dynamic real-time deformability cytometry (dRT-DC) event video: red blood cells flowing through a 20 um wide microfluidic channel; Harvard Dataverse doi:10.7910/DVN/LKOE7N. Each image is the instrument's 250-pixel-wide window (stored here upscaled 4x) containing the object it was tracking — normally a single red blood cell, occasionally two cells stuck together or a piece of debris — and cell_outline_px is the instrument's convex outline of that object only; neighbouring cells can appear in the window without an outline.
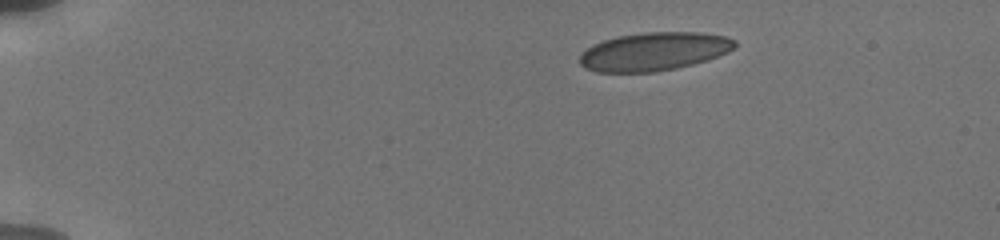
{"species": "human", "species_latin": "Homo sapiens", "temperature_condition": "cold", "stored_images_in_passage": 6, "camera_frame_rate_fps": 3000, "um_per_image_px": 0.085, "donor": {"sex": "male"}, "frame": {"image": 1, "passage_image": 1, "time_ms": 0.0, "image_size_px": [1000, 240], "cell_outline_px": [[736, 48], [728, 52], [708, 60], [676, 68], [656, 72], [596, 72], [584, 68], [580, 64], [580, 52], [592, 44], [616, 36], [644, 32], [700, 32], [728, 36], [736, 40]], "centroid_in_image_um": [55.59, 4.37], "position_along_channel_um": 29.4, "area_um2": 35.08}}
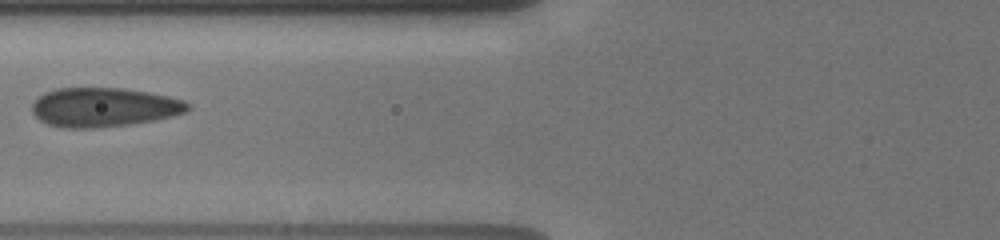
{"frame": {"image": 2, "passage_image": 5, "time_ms": 4.667, "image_size_px": [1000, 240], "cell_outline_px": [[192, 108], [188, 112], [156, 120], [128, 124], [92, 128], [60, 128], [48, 124], [40, 120], [32, 112], [32, 104], [44, 92], [56, 88], [124, 88], [148, 92], [168, 96], [184, 100], [192, 104]], "centroid_in_image_um": [8.86, 9.11], "position_along_channel_um": 116.9, "area_um2": 35.78}}
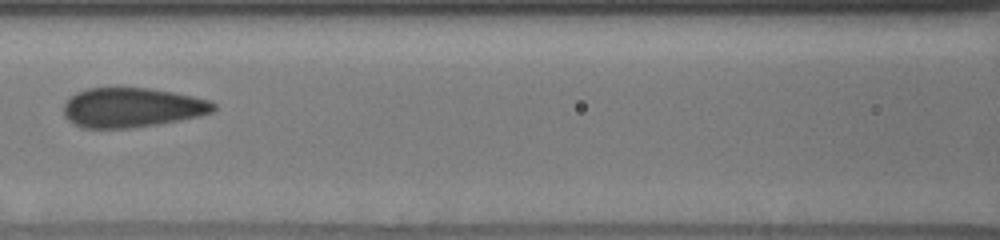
{"frame": {"image": 3, "passage_image": 6, "time_ms": 5.667, "image_size_px": [1000, 240], "cell_outline_px": [[216, 108], [212, 112], [200, 116], [180, 120], [156, 124], [128, 128], [84, 128], [68, 120], [64, 116], [64, 104], [76, 92], [88, 88], [148, 88], [172, 92], [212, 100], [216, 104]], "centroid_in_image_um": [11.24, 9.14], "position_along_channel_um": 155.4, "area_um2": 34.45}}